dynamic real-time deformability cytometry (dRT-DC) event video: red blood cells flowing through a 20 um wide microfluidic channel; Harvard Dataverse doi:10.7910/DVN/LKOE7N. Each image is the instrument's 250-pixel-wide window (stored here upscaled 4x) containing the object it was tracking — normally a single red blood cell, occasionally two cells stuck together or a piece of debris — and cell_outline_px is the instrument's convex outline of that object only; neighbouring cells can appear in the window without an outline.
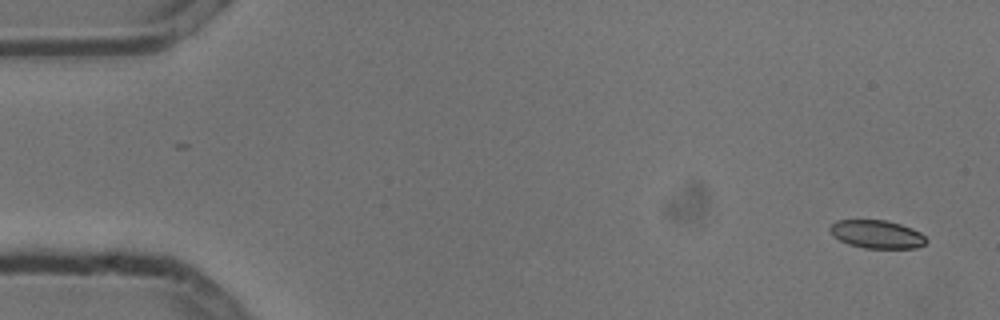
{"species": "common noctule bat (a hibernating species)", "species_latin": "Nyctalus noctula", "temperature_condition": "cold", "stored_images_in_passage": 5, "camera_frame_rate_fps": 3000, "um_per_image_px": 0.085, "animal": {"sex": "male", "body_mass_g": 13.3}, "frame": {"image": 1, "passage_image": 1, "time_ms": 0.0, "image_size_px": [1000, 320], "cell_outline_px": [[928, 240], [924, 244], [916, 248], [864, 248], [848, 244], [832, 236], [828, 228], [836, 220], [888, 220], [912, 228], [920, 232]], "centroid_in_image_um": [74.52, 19.91], "position_along_channel_um": 10.5, "area_um2": 15.9}}
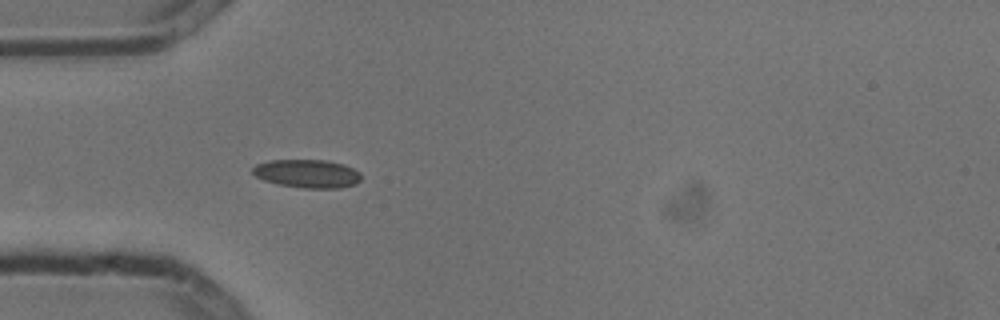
{"frame": {"image": 2, "passage_image": 5, "time_ms": 1.333, "image_size_px": [1000, 320], "cell_outline_px": [[360, 180], [356, 184], [340, 188], [304, 188], [276, 184], [264, 180], [256, 176], [252, 172], [252, 168], [256, 164], [268, 160], [324, 160], [344, 164], [360, 172]], "centroid_in_image_um": [26.1, 14.76], "position_along_channel_um": 58.9, "area_um2": 17.98}}